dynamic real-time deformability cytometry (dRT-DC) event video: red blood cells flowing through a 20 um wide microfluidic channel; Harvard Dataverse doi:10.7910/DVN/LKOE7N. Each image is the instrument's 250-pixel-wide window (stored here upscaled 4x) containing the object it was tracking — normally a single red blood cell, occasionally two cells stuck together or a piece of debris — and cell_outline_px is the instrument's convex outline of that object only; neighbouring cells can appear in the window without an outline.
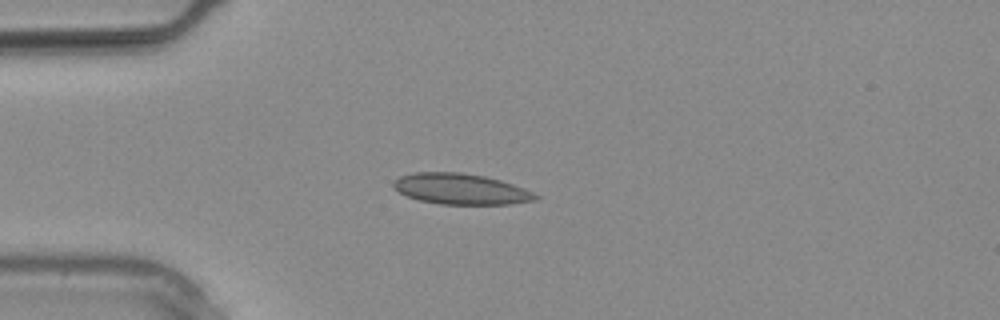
{"species": "common noctule bat (a hibernating species)", "species_latin": "Nyctalus noctula", "temperature_condition": "warm", "stored_images_in_passage": 3, "camera_frame_rate_fps": 3000, "um_per_image_px": 0.085, "animal": {"sex": "male", "body_mass_g": 20.4}, "frame": {"image": 1, "passage_image": 3, "time_ms": 0.667, "image_size_px": [1000, 320], "cell_outline_px": [[540, 196], [536, 200], [508, 204], [440, 204], [420, 200], [408, 196], [392, 188], [392, 184], [400, 176], [416, 172], [460, 172], [484, 176], [500, 180], [524, 188]], "centroid_in_image_um": [39.16, 16.06], "position_along_channel_um": 45.8, "area_um2": 25.32}}